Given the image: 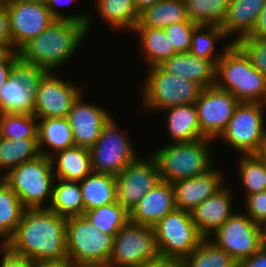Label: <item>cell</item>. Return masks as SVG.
<instances>
[{
    "label": "cell",
    "instance_id": "cell-1",
    "mask_svg": "<svg viewBox=\"0 0 266 267\" xmlns=\"http://www.w3.org/2000/svg\"><path fill=\"white\" fill-rule=\"evenodd\" d=\"M66 222L49 208H27L5 246L30 260L68 261Z\"/></svg>",
    "mask_w": 266,
    "mask_h": 267
},
{
    "label": "cell",
    "instance_id": "cell-2",
    "mask_svg": "<svg viewBox=\"0 0 266 267\" xmlns=\"http://www.w3.org/2000/svg\"><path fill=\"white\" fill-rule=\"evenodd\" d=\"M87 35L84 24L56 19L18 51L20 65L39 72H57L74 57Z\"/></svg>",
    "mask_w": 266,
    "mask_h": 267
},
{
    "label": "cell",
    "instance_id": "cell-3",
    "mask_svg": "<svg viewBox=\"0 0 266 267\" xmlns=\"http://www.w3.org/2000/svg\"><path fill=\"white\" fill-rule=\"evenodd\" d=\"M215 85L233 94L239 102L266 104V78L236 43H231L217 62Z\"/></svg>",
    "mask_w": 266,
    "mask_h": 267
},
{
    "label": "cell",
    "instance_id": "cell-4",
    "mask_svg": "<svg viewBox=\"0 0 266 267\" xmlns=\"http://www.w3.org/2000/svg\"><path fill=\"white\" fill-rule=\"evenodd\" d=\"M213 141L202 138L189 142H166L152 153L158 164L160 180L172 183L208 172L216 165L210 147Z\"/></svg>",
    "mask_w": 266,
    "mask_h": 267
},
{
    "label": "cell",
    "instance_id": "cell-5",
    "mask_svg": "<svg viewBox=\"0 0 266 267\" xmlns=\"http://www.w3.org/2000/svg\"><path fill=\"white\" fill-rule=\"evenodd\" d=\"M27 208H48L53 192L55 174L50 157L44 155L26 161L2 177Z\"/></svg>",
    "mask_w": 266,
    "mask_h": 267
},
{
    "label": "cell",
    "instance_id": "cell-6",
    "mask_svg": "<svg viewBox=\"0 0 266 267\" xmlns=\"http://www.w3.org/2000/svg\"><path fill=\"white\" fill-rule=\"evenodd\" d=\"M146 69L148 72L140 86L141 106L145 111L156 112L172 106L195 104L201 91L197 84L166 73L159 66Z\"/></svg>",
    "mask_w": 266,
    "mask_h": 267
},
{
    "label": "cell",
    "instance_id": "cell-7",
    "mask_svg": "<svg viewBox=\"0 0 266 267\" xmlns=\"http://www.w3.org/2000/svg\"><path fill=\"white\" fill-rule=\"evenodd\" d=\"M264 103L239 102L225 130L216 139L239 154H258L266 149Z\"/></svg>",
    "mask_w": 266,
    "mask_h": 267
},
{
    "label": "cell",
    "instance_id": "cell-8",
    "mask_svg": "<svg viewBox=\"0 0 266 267\" xmlns=\"http://www.w3.org/2000/svg\"><path fill=\"white\" fill-rule=\"evenodd\" d=\"M113 239L112 235L101 232L84 215L67 218L68 263L108 265Z\"/></svg>",
    "mask_w": 266,
    "mask_h": 267
},
{
    "label": "cell",
    "instance_id": "cell-9",
    "mask_svg": "<svg viewBox=\"0 0 266 267\" xmlns=\"http://www.w3.org/2000/svg\"><path fill=\"white\" fill-rule=\"evenodd\" d=\"M159 255L184 260L205 238L193 222L192 214L176 209L155 226Z\"/></svg>",
    "mask_w": 266,
    "mask_h": 267
},
{
    "label": "cell",
    "instance_id": "cell-10",
    "mask_svg": "<svg viewBox=\"0 0 266 267\" xmlns=\"http://www.w3.org/2000/svg\"><path fill=\"white\" fill-rule=\"evenodd\" d=\"M119 128L112 116L102 128L96 143L89 149L94 172L116 176L139 157L133 142Z\"/></svg>",
    "mask_w": 266,
    "mask_h": 267
},
{
    "label": "cell",
    "instance_id": "cell-11",
    "mask_svg": "<svg viewBox=\"0 0 266 267\" xmlns=\"http://www.w3.org/2000/svg\"><path fill=\"white\" fill-rule=\"evenodd\" d=\"M159 255L154 228L128 222L113 239L108 267H140Z\"/></svg>",
    "mask_w": 266,
    "mask_h": 267
},
{
    "label": "cell",
    "instance_id": "cell-12",
    "mask_svg": "<svg viewBox=\"0 0 266 267\" xmlns=\"http://www.w3.org/2000/svg\"><path fill=\"white\" fill-rule=\"evenodd\" d=\"M34 115L40 118H67L73 102L83 92L79 86L55 72H39L35 78Z\"/></svg>",
    "mask_w": 266,
    "mask_h": 267
},
{
    "label": "cell",
    "instance_id": "cell-13",
    "mask_svg": "<svg viewBox=\"0 0 266 267\" xmlns=\"http://www.w3.org/2000/svg\"><path fill=\"white\" fill-rule=\"evenodd\" d=\"M243 211L235 212L207 238L238 263L261 248L260 227Z\"/></svg>",
    "mask_w": 266,
    "mask_h": 267
},
{
    "label": "cell",
    "instance_id": "cell-14",
    "mask_svg": "<svg viewBox=\"0 0 266 267\" xmlns=\"http://www.w3.org/2000/svg\"><path fill=\"white\" fill-rule=\"evenodd\" d=\"M141 156L115 176L116 201L128 212L160 181L156 159Z\"/></svg>",
    "mask_w": 266,
    "mask_h": 267
},
{
    "label": "cell",
    "instance_id": "cell-15",
    "mask_svg": "<svg viewBox=\"0 0 266 267\" xmlns=\"http://www.w3.org/2000/svg\"><path fill=\"white\" fill-rule=\"evenodd\" d=\"M238 99L216 85L201 89L195 102L201 133L216 140L225 130L232 117Z\"/></svg>",
    "mask_w": 266,
    "mask_h": 267
},
{
    "label": "cell",
    "instance_id": "cell-16",
    "mask_svg": "<svg viewBox=\"0 0 266 267\" xmlns=\"http://www.w3.org/2000/svg\"><path fill=\"white\" fill-rule=\"evenodd\" d=\"M7 9L10 17L11 44L17 52L56 20L46 3L9 1Z\"/></svg>",
    "mask_w": 266,
    "mask_h": 267
},
{
    "label": "cell",
    "instance_id": "cell-17",
    "mask_svg": "<svg viewBox=\"0 0 266 267\" xmlns=\"http://www.w3.org/2000/svg\"><path fill=\"white\" fill-rule=\"evenodd\" d=\"M83 95L81 93L73 102L67 119L73 132L75 146L90 149L96 143L102 128L112 114L97 104L85 102Z\"/></svg>",
    "mask_w": 266,
    "mask_h": 267
},
{
    "label": "cell",
    "instance_id": "cell-18",
    "mask_svg": "<svg viewBox=\"0 0 266 267\" xmlns=\"http://www.w3.org/2000/svg\"><path fill=\"white\" fill-rule=\"evenodd\" d=\"M37 71L19 65L0 87V113L34 114Z\"/></svg>",
    "mask_w": 266,
    "mask_h": 267
},
{
    "label": "cell",
    "instance_id": "cell-19",
    "mask_svg": "<svg viewBox=\"0 0 266 267\" xmlns=\"http://www.w3.org/2000/svg\"><path fill=\"white\" fill-rule=\"evenodd\" d=\"M215 165L206 173L172 182L175 205L179 210L192 212L205 199L219 190L226 175Z\"/></svg>",
    "mask_w": 266,
    "mask_h": 267
},
{
    "label": "cell",
    "instance_id": "cell-20",
    "mask_svg": "<svg viewBox=\"0 0 266 267\" xmlns=\"http://www.w3.org/2000/svg\"><path fill=\"white\" fill-rule=\"evenodd\" d=\"M176 209L172 184L160 180L129 212V219L134 224L153 227Z\"/></svg>",
    "mask_w": 266,
    "mask_h": 267
},
{
    "label": "cell",
    "instance_id": "cell-21",
    "mask_svg": "<svg viewBox=\"0 0 266 267\" xmlns=\"http://www.w3.org/2000/svg\"><path fill=\"white\" fill-rule=\"evenodd\" d=\"M230 191L231 188L225 183L191 212L194 224L205 238L235 213V209L232 208L234 207L233 194Z\"/></svg>",
    "mask_w": 266,
    "mask_h": 267
},
{
    "label": "cell",
    "instance_id": "cell-22",
    "mask_svg": "<svg viewBox=\"0 0 266 267\" xmlns=\"http://www.w3.org/2000/svg\"><path fill=\"white\" fill-rule=\"evenodd\" d=\"M166 73L192 81L201 89L216 84V66L207 59L188 53H176L158 65Z\"/></svg>",
    "mask_w": 266,
    "mask_h": 267
},
{
    "label": "cell",
    "instance_id": "cell-23",
    "mask_svg": "<svg viewBox=\"0 0 266 267\" xmlns=\"http://www.w3.org/2000/svg\"><path fill=\"white\" fill-rule=\"evenodd\" d=\"M265 2L266 0H229L227 14L220 27L227 38L234 35L231 43H236L252 31Z\"/></svg>",
    "mask_w": 266,
    "mask_h": 267
},
{
    "label": "cell",
    "instance_id": "cell-24",
    "mask_svg": "<svg viewBox=\"0 0 266 267\" xmlns=\"http://www.w3.org/2000/svg\"><path fill=\"white\" fill-rule=\"evenodd\" d=\"M166 129L169 142H189L206 138L200 131L195 104H186L164 108Z\"/></svg>",
    "mask_w": 266,
    "mask_h": 267
},
{
    "label": "cell",
    "instance_id": "cell-25",
    "mask_svg": "<svg viewBox=\"0 0 266 267\" xmlns=\"http://www.w3.org/2000/svg\"><path fill=\"white\" fill-rule=\"evenodd\" d=\"M37 139L40 154L46 157L75 146L73 132L67 118L38 119Z\"/></svg>",
    "mask_w": 266,
    "mask_h": 267
},
{
    "label": "cell",
    "instance_id": "cell-26",
    "mask_svg": "<svg viewBox=\"0 0 266 267\" xmlns=\"http://www.w3.org/2000/svg\"><path fill=\"white\" fill-rule=\"evenodd\" d=\"M50 158L56 179L79 182L93 171L90 151L84 147L66 148Z\"/></svg>",
    "mask_w": 266,
    "mask_h": 267
},
{
    "label": "cell",
    "instance_id": "cell-27",
    "mask_svg": "<svg viewBox=\"0 0 266 267\" xmlns=\"http://www.w3.org/2000/svg\"><path fill=\"white\" fill-rule=\"evenodd\" d=\"M94 7L105 24L113 31L132 32L139 21L134 0H93Z\"/></svg>",
    "mask_w": 266,
    "mask_h": 267
},
{
    "label": "cell",
    "instance_id": "cell-28",
    "mask_svg": "<svg viewBox=\"0 0 266 267\" xmlns=\"http://www.w3.org/2000/svg\"><path fill=\"white\" fill-rule=\"evenodd\" d=\"M84 212L116 201L115 176L92 171L79 181Z\"/></svg>",
    "mask_w": 266,
    "mask_h": 267
},
{
    "label": "cell",
    "instance_id": "cell-29",
    "mask_svg": "<svg viewBox=\"0 0 266 267\" xmlns=\"http://www.w3.org/2000/svg\"><path fill=\"white\" fill-rule=\"evenodd\" d=\"M181 22H191L187 15L185 0H161L140 12L135 27L164 29Z\"/></svg>",
    "mask_w": 266,
    "mask_h": 267
},
{
    "label": "cell",
    "instance_id": "cell-30",
    "mask_svg": "<svg viewBox=\"0 0 266 267\" xmlns=\"http://www.w3.org/2000/svg\"><path fill=\"white\" fill-rule=\"evenodd\" d=\"M133 32L140 38L138 41L145 62L143 64L147 65V68L158 66L177 53L164 29L135 27Z\"/></svg>",
    "mask_w": 266,
    "mask_h": 267
},
{
    "label": "cell",
    "instance_id": "cell-31",
    "mask_svg": "<svg viewBox=\"0 0 266 267\" xmlns=\"http://www.w3.org/2000/svg\"><path fill=\"white\" fill-rule=\"evenodd\" d=\"M40 155L37 138L19 140L0 137V177L2 178L10 170Z\"/></svg>",
    "mask_w": 266,
    "mask_h": 267
},
{
    "label": "cell",
    "instance_id": "cell-32",
    "mask_svg": "<svg viewBox=\"0 0 266 267\" xmlns=\"http://www.w3.org/2000/svg\"><path fill=\"white\" fill-rule=\"evenodd\" d=\"M48 208L64 218L83 215L84 206L79 182L55 179Z\"/></svg>",
    "mask_w": 266,
    "mask_h": 267
},
{
    "label": "cell",
    "instance_id": "cell-33",
    "mask_svg": "<svg viewBox=\"0 0 266 267\" xmlns=\"http://www.w3.org/2000/svg\"><path fill=\"white\" fill-rule=\"evenodd\" d=\"M19 196L3 179L0 181V247L13 236L25 211Z\"/></svg>",
    "mask_w": 266,
    "mask_h": 267
},
{
    "label": "cell",
    "instance_id": "cell-34",
    "mask_svg": "<svg viewBox=\"0 0 266 267\" xmlns=\"http://www.w3.org/2000/svg\"><path fill=\"white\" fill-rule=\"evenodd\" d=\"M227 40L223 29L216 25H198L192 34L190 53L199 58L210 60L215 66L222 57L224 50L231 44L228 40L223 50L215 52L217 42ZM216 53V55H215Z\"/></svg>",
    "mask_w": 266,
    "mask_h": 267
},
{
    "label": "cell",
    "instance_id": "cell-35",
    "mask_svg": "<svg viewBox=\"0 0 266 267\" xmlns=\"http://www.w3.org/2000/svg\"><path fill=\"white\" fill-rule=\"evenodd\" d=\"M238 173L244 199L252 194L266 190V167L258 154H240L238 157Z\"/></svg>",
    "mask_w": 266,
    "mask_h": 267
},
{
    "label": "cell",
    "instance_id": "cell-36",
    "mask_svg": "<svg viewBox=\"0 0 266 267\" xmlns=\"http://www.w3.org/2000/svg\"><path fill=\"white\" fill-rule=\"evenodd\" d=\"M83 215L101 232L113 237L130 221L129 212L117 202L94 208Z\"/></svg>",
    "mask_w": 266,
    "mask_h": 267
},
{
    "label": "cell",
    "instance_id": "cell-37",
    "mask_svg": "<svg viewBox=\"0 0 266 267\" xmlns=\"http://www.w3.org/2000/svg\"><path fill=\"white\" fill-rule=\"evenodd\" d=\"M183 263L184 267H237L232 256L208 238H204Z\"/></svg>",
    "mask_w": 266,
    "mask_h": 267
},
{
    "label": "cell",
    "instance_id": "cell-38",
    "mask_svg": "<svg viewBox=\"0 0 266 267\" xmlns=\"http://www.w3.org/2000/svg\"><path fill=\"white\" fill-rule=\"evenodd\" d=\"M188 18L197 25L221 26L229 0H185Z\"/></svg>",
    "mask_w": 266,
    "mask_h": 267
},
{
    "label": "cell",
    "instance_id": "cell-39",
    "mask_svg": "<svg viewBox=\"0 0 266 267\" xmlns=\"http://www.w3.org/2000/svg\"><path fill=\"white\" fill-rule=\"evenodd\" d=\"M38 118L34 114L0 113V137L37 138Z\"/></svg>",
    "mask_w": 266,
    "mask_h": 267
},
{
    "label": "cell",
    "instance_id": "cell-40",
    "mask_svg": "<svg viewBox=\"0 0 266 267\" xmlns=\"http://www.w3.org/2000/svg\"><path fill=\"white\" fill-rule=\"evenodd\" d=\"M236 44L249 57L252 66L266 78V38L242 37Z\"/></svg>",
    "mask_w": 266,
    "mask_h": 267
},
{
    "label": "cell",
    "instance_id": "cell-41",
    "mask_svg": "<svg viewBox=\"0 0 266 267\" xmlns=\"http://www.w3.org/2000/svg\"><path fill=\"white\" fill-rule=\"evenodd\" d=\"M198 25L193 22H181L164 28L170 38L171 46L177 53H188L191 48L192 34Z\"/></svg>",
    "mask_w": 266,
    "mask_h": 267
},
{
    "label": "cell",
    "instance_id": "cell-42",
    "mask_svg": "<svg viewBox=\"0 0 266 267\" xmlns=\"http://www.w3.org/2000/svg\"><path fill=\"white\" fill-rule=\"evenodd\" d=\"M76 1L78 2V0H46L45 3L50 13L55 19H64V20H70V21L82 23L86 26L87 32L89 33V31L91 30L90 25L92 24L91 23L92 16L90 15V12L89 13L82 12V13H75V14L72 13V15L71 14L66 15L64 12L62 13L58 10V8L60 9L61 6L65 7L66 5L75 3Z\"/></svg>",
    "mask_w": 266,
    "mask_h": 267
},
{
    "label": "cell",
    "instance_id": "cell-43",
    "mask_svg": "<svg viewBox=\"0 0 266 267\" xmlns=\"http://www.w3.org/2000/svg\"><path fill=\"white\" fill-rule=\"evenodd\" d=\"M243 202L244 212L253 222L260 225L266 221V190L247 196Z\"/></svg>",
    "mask_w": 266,
    "mask_h": 267
},
{
    "label": "cell",
    "instance_id": "cell-44",
    "mask_svg": "<svg viewBox=\"0 0 266 267\" xmlns=\"http://www.w3.org/2000/svg\"><path fill=\"white\" fill-rule=\"evenodd\" d=\"M0 251V267H30L29 258L13 253L5 245Z\"/></svg>",
    "mask_w": 266,
    "mask_h": 267
},
{
    "label": "cell",
    "instance_id": "cell-45",
    "mask_svg": "<svg viewBox=\"0 0 266 267\" xmlns=\"http://www.w3.org/2000/svg\"><path fill=\"white\" fill-rule=\"evenodd\" d=\"M0 42L11 44L10 17L7 4L0 5Z\"/></svg>",
    "mask_w": 266,
    "mask_h": 267
},
{
    "label": "cell",
    "instance_id": "cell-46",
    "mask_svg": "<svg viewBox=\"0 0 266 267\" xmlns=\"http://www.w3.org/2000/svg\"><path fill=\"white\" fill-rule=\"evenodd\" d=\"M19 65L20 57L17 51L6 62L0 63V87L7 81L9 76Z\"/></svg>",
    "mask_w": 266,
    "mask_h": 267
},
{
    "label": "cell",
    "instance_id": "cell-47",
    "mask_svg": "<svg viewBox=\"0 0 266 267\" xmlns=\"http://www.w3.org/2000/svg\"><path fill=\"white\" fill-rule=\"evenodd\" d=\"M237 267H266V249L261 247L249 258L238 262Z\"/></svg>",
    "mask_w": 266,
    "mask_h": 267
},
{
    "label": "cell",
    "instance_id": "cell-48",
    "mask_svg": "<svg viewBox=\"0 0 266 267\" xmlns=\"http://www.w3.org/2000/svg\"><path fill=\"white\" fill-rule=\"evenodd\" d=\"M140 267H184L183 260L158 255Z\"/></svg>",
    "mask_w": 266,
    "mask_h": 267
},
{
    "label": "cell",
    "instance_id": "cell-49",
    "mask_svg": "<svg viewBox=\"0 0 266 267\" xmlns=\"http://www.w3.org/2000/svg\"><path fill=\"white\" fill-rule=\"evenodd\" d=\"M245 37L266 38V2L256 19L252 31Z\"/></svg>",
    "mask_w": 266,
    "mask_h": 267
},
{
    "label": "cell",
    "instance_id": "cell-50",
    "mask_svg": "<svg viewBox=\"0 0 266 267\" xmlns=\"http://www.w3.org/2000/svg\"><path fill=\"white\" fill-rule=\"evenodd\" d=\"M68 261H56L47 259L30 260V267H67Z\"/></svg>",
    "mask_w": 266,
    "mask_h": 267
},
{
    "label": "cell",
    "instance_id": "cell-51",
    "mask_svg": "<svg viewBox=\"0 0 266 267\" xmlns=\"http://www.w3.org/2000/svg\"><path fill=\"white\" fill-rule=\"evenodd\" d=\"M15 52L12 44L0 42V63L6 62Z\"/></svg>",
    "mask_w": 266,
    "mask_h": 267
},
{
    "label": "cell",
    "instance_id": "cell-52",
    "mask_svg": "<svg viewBox=\"0 0 266 267\" xmlns=\"http://www.w3.org/2000/svg\"><path fill=\"white\" fill-rule=\"evenodd\" d=\"M161 0H134V4L138 10V12H142L147 7L155 5L157 2Z\"/></svg>",
    "mask_w": 266,
    "mask_h": 267
},
{
    "label": "cell",
    "instance_id": "cell-53",
    "mask_svg": "<svg viewBox=\"0 0 266 267\" xmlns=\"http://www.w3.org/2000/svg\"><path fill=\"white\" fill-rule=\"evenodd\" d=\"M259 227H260L261 247L266 249V221L261 223Z\"/></svg>",
    "mask_w": 266,
    "mask_h": 267
},
{
    "label": "cell",
    "instance_id": "cell-54",
    "mask_svg": "<svg viewBox=\"0 0 266 267\" xmlns=\"http://www.w3.org/2000/svg\"><path fill=\"white\" fill-rule=\"evenodd\" d=\"M67 267H108L104 264H76V263H68Z\"/></svg>",
    "mask_w": 266,
    "mask_h": 267
},
{
    "label": "cell",
    "instance_id": "cell-55",
    "mask_svg": "<svg viewBox=\"0 0 266 267\" xmlns=\"http://www.w3.org/2000/svg\"><path fill=\"white\" fill-rule=\"evenodd\" d=\"M9 1H21V2H28V3H45L46 0H9Z\"/></svg>",
    "mask_w": 266,
    "mask_h": 267
},
{
    "label": "cell",
    "instance_id": "cell-56",
    "mask_svg": "<svg viewBox=\"0 0 266 267\" xmlns=\"http://www.w3.org/2000/svg\"><path fill=\"white\" fill-rule=\"evenodd\" d=\"M258 155L263 159L264 165L266 167V149L263 150L262 152L258 153Z\"/></svg>",
    "mask_w": 266,
    "mask_h": 267
},
{
    "label": "cell",
    "instance_id": "cell-57",
    "mask_svg": "<svg viewBox=\"0 0 266 267\" xmlns=\"http://www.w3.org/2000/svg\"><path fill=\"white\" fill-rule=\"evenodd\" d=\"M8 2H9V0H0V5L7 4Z\"/></svg>",
    "mask_w": 266,
    "mask_h": 267
}]
</instances>
